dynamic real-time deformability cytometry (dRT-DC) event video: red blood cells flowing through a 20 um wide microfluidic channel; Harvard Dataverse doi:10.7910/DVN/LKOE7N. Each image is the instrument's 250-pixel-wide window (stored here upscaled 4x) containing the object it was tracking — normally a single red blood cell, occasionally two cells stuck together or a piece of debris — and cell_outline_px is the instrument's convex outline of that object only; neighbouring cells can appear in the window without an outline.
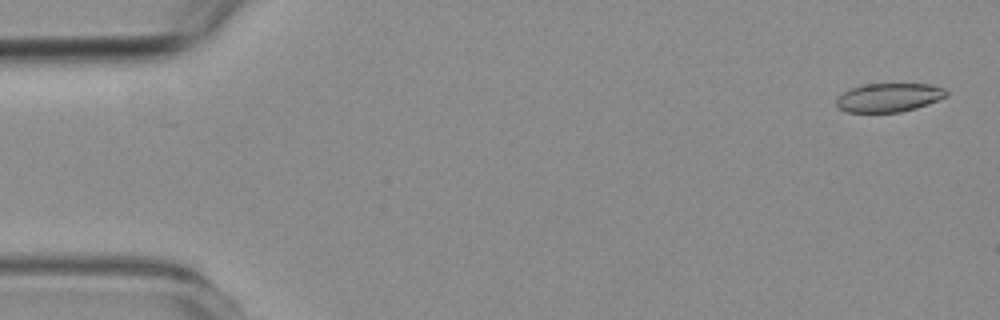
{"species": "common noctule bat (a hibernating species)", "species_latin": "Nyctalus noctula", "temperature_condition": "room temperature", "stored_images_in_passage": 54, "camera_frame_rate_fps": 3000, "um_per_image_px": 0.085, "animal": {"sex": "female", "body_mass_g": 19.3, "forearm_length_mm": 54.1}, "frame": {"image": 1, "passage_image": 2, "time_ms": 0.333, "image_size_px": [1000, 320], "cell_outline_px": [[948, 96], [928, 104], [916, 108], [900, 112], [848, 112], [840, 108], [836, 104], [836, 100], [844, 92], [860, 84], [932, 84], [944, 88], [948, 92]], "centroid_in_image_um": [75.6, 8.28], "position_along_channel_um": 9.4, "area_um2": 18.38}}
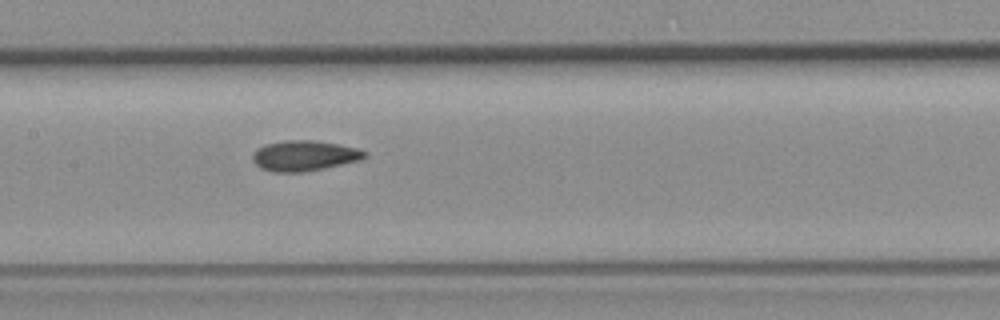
{"frame": {"image": 2, "passage_image": 26, "time_ms": 8.333, "image_size_px": [1000, 320], "cell_outline_px": [[368, 156], [360, 160], [324, 168], [300, 172], [272, 172], [260, 168], [252, 160], [252, 156], [256, 148], [268, 144], [284, 140], [312, 140], [336, 144], [356, 148], [368, 152]], "centroid_in_image_um": [25.85, 13.24], "position_along_channel_um": 181.5, "area_um2": 19.77}}
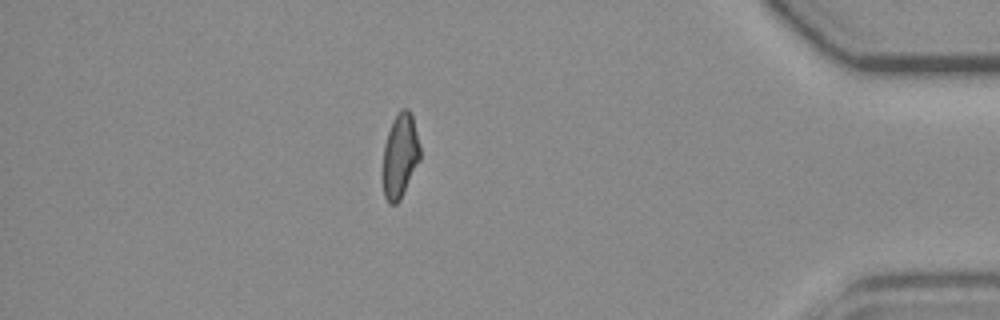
{"frame": {"image": 3, "passage_image": 47, "time_ms": 15.333, "image_size_px": [1000, 320], "cell_outline_px": [[420, 160], [400, 200], [396, 204], [388, 204], [384, 196], [384, 144], [392, 120], [400, 108], [408, 108], [412, 112], [420, 144]], "centroid_in_image_um": [34.03, 13.19], "position_along_channel_um": 401.2, "area_um2": 18.38}, "authors_computed_cell_mechanics": {"area_um2": 19.2763, "velocity_mm_per_s": 3.7842, "shape_relaxation_time_tau1_ms": null, "shape_relaxation_time_tau2_ms": 3.2915, "deformation_change_tau1": null, "deformation_change_tau2": 0.0878}}